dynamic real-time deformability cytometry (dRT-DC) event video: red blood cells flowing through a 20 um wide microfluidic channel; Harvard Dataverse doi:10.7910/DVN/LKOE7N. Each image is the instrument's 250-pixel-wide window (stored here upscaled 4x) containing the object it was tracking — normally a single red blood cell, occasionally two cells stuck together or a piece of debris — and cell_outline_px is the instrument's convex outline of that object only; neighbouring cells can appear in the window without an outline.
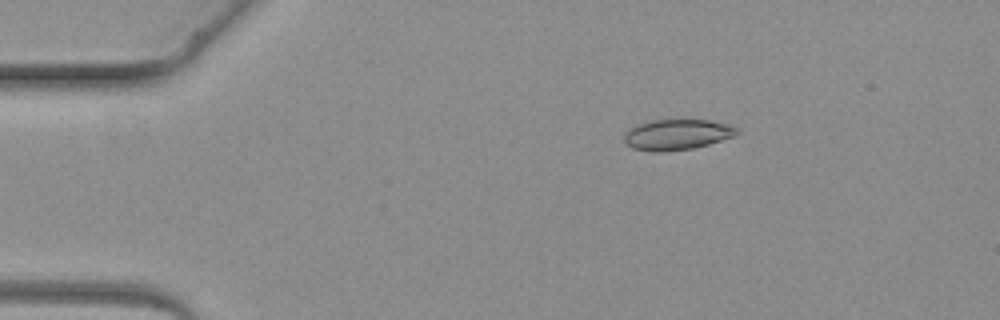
{"species": "common noctule bat (a hibernating species)", "species_latin": "Nyctalus noctula", "temperature_condition": "warm", "stored_images_in_passage": 2, "camera_frame_rate_fps": 3000, "um_per_image_px": 0.085, "animal": {"sex": "female", "body_mass_g": 19.3, "forearm_length_mm": 54.1}, "frame": {"image": 1, "passage_image": 1, "time_ms": 0.0, "image_size_px": [1000, 320], "cell_outline_px": [[740, 132], [736, 136], [708, 144], [692, 148], [664, 152], [652, 152], [632, 148], [624, 144], [624, 136], [628, 128], [636, 124], [652, 120], [680, 116], [708, 120], [732, 124], [740, 128]], "centroid_in_image_um": [57.57, 11.38], "position_along_channel_um": 27.4, "area_um2": 21.33}}